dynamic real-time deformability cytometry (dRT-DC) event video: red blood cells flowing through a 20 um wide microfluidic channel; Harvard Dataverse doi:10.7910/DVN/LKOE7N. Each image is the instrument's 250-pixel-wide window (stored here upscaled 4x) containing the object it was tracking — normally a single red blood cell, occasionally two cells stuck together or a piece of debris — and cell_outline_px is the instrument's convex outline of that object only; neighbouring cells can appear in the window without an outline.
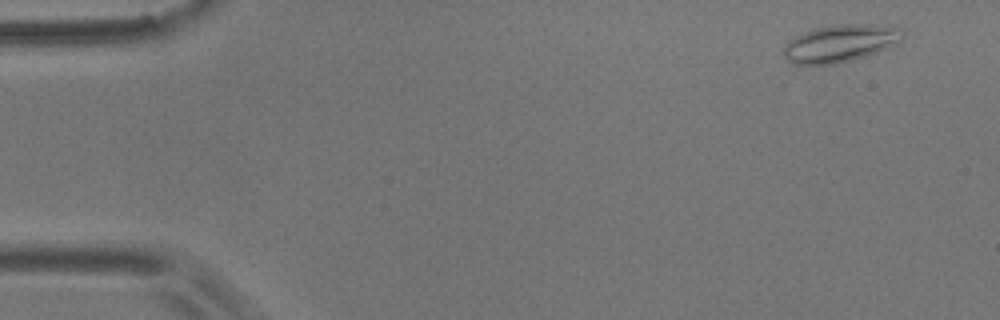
{"species": "common noctule bat (a hibernating species)", "species_latin": "Nyctalus noctula", "temperature_condition": "room temperature", "stored_images_in_passage": 11, "camera_frame_rate_fps": 3000, "um_per_image_px": 0.085, "animal": {"sex": "male", "body_mass_g": 17.9}, "frame": {"image": 1, "passage_image": 1, "time_ms": 0.0, "image_size_px": [1000, 320], "cell_outline_px": [[904, 36], [900, 40], [868, 56], [836, 64], [792, 64], [784, 56], [784, 44], [788, 40], [812, 28], [836, 24], [880, 24], [904, 28]], "centroid_in_image_um": [71.42, 3.66], "position_along_channel_um": 13.6, "area_um2": 26.13}}
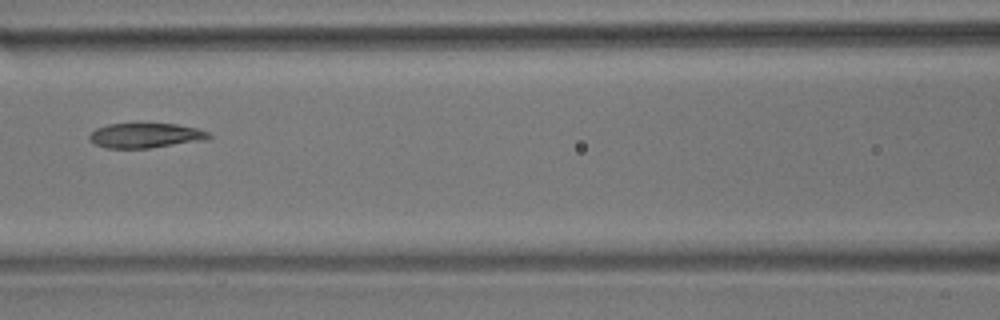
{"frame": {"image": 2, "passage_image": 5, "time_ms": 7.0, "image_size_px": [1000, 320], "cell_outline_px": [[212, 136], [208, 140], [148, 148], [104, 148], [96, 144], [88, 136], [96, 128], [108, 124], [176, 124], [196, 128], [208, 132]], "centroid_in_image_um": [12.4, 11.52], "position_along_channel_um": 154.2, "area_um2": 17.17}}
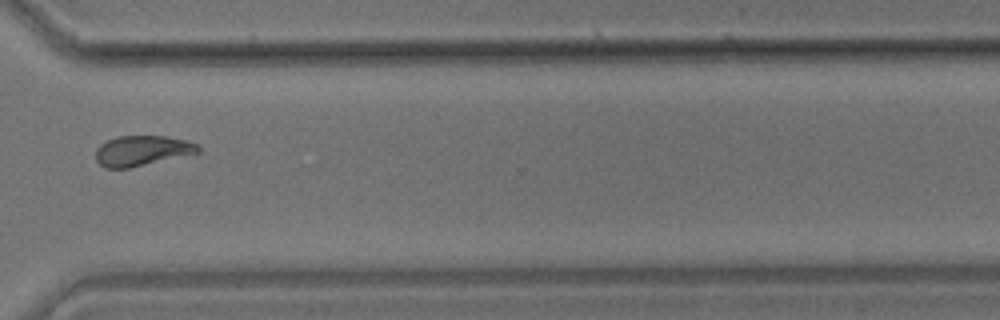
{"frame": {"image": 3, "passage_image": 10, "time_ms": 12.667, "image_size_px": [1000, 320], "cell_outline_px": [[204, 152], [128, 168], [104, 168], [96, 160], [96, 148], [100, 144], [116, 136], [164, 136], [188, 140], [200, 144]], "centroid_in_image_um": [12.15, 12.8], "position_along_channel_um": 358.5, "area_um2": 18.38}, "authors_computed_cell_mechanics": {"area_um2": 18.3804, "velocity_mm_per_s": 3.6152, "shape_relaxation_time_tau1_ms": 5.267, "shape_relaxation_time_tau2_ms": 2.0477, "deformation_change_tau1": 0.1411, "deformation_change_tau2": 0.0789}}